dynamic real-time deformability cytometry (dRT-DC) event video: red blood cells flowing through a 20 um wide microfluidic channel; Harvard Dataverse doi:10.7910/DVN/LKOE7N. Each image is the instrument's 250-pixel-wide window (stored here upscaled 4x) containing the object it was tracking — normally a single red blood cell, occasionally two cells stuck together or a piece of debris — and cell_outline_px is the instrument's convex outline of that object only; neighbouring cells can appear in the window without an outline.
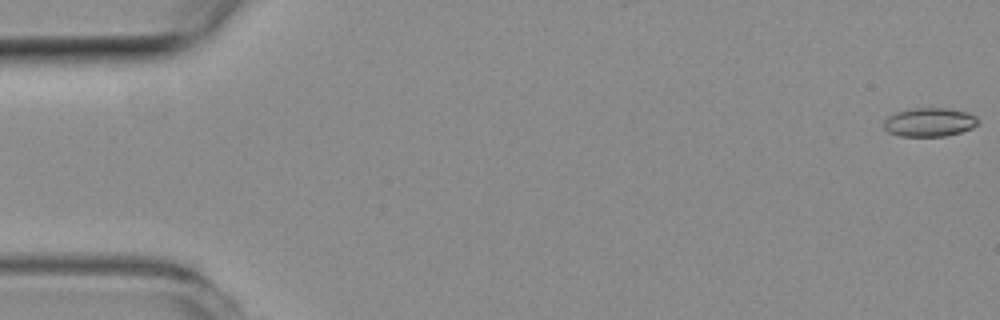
{"species": "common noctule bat (a hibernating species)", "species_latin": "Nyctalus noctula", "temperature_condition": "room temperature", "stored_images_in_passage": 11, "camera_frame_rate_fps": 3000, "um_per_image_px": 0.085, "animal": {"sex": "female", "body_mass_g": 19.3, "forearm_length_mm": 54.1}, "frame": {"image": 1, "passage_image": 1, "time_ms": 0.0, "image_size_px": [1000, 320], "cell_outline_px": [[980, 120], [972, 128], [960, 132], [944, 136], [900, 136], [888, 132], [884, 128], [884, 120], [888, 116], [896, 112], [912, 108], [948, 108], [968, 112], [976, 116]], "centroid_in_image_um": [79.0, 10.38], "position_along_channel_um": 6.0, "area_um2": 15.84}}